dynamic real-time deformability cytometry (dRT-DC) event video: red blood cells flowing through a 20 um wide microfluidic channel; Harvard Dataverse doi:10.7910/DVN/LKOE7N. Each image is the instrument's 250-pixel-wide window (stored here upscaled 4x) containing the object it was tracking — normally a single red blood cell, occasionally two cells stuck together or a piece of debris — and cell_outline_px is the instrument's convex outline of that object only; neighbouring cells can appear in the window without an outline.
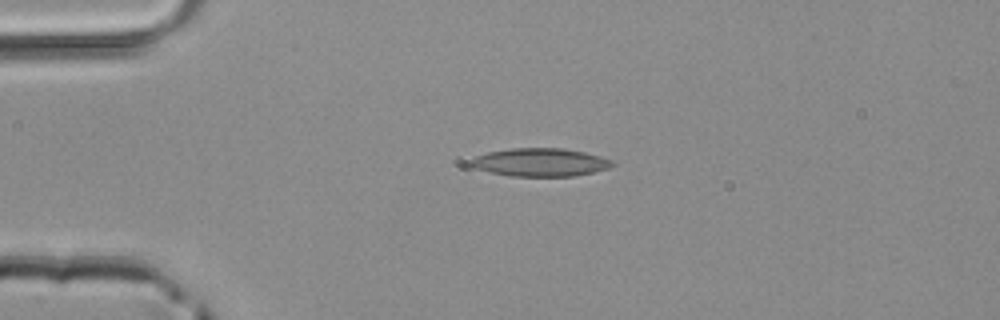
{"species": "common noctule bat (a hibernating species)", "species_latin": "Nyctalus noctula", "temperature_condition": "room temperature", "stored_images_in_passage": 3, "camera_frame_rate_fps": 3000, "um_per_image_px": 0.085, "animal": {"sex": "male", "body_mass_g": 20.4}, "frame": {"image": 1, "passage_image": 2, "time_ms": 0.333, "image_size_px": [1000, 320], "cell_outline_px": [[616, 164], [608, 168], [576, 176], [512, 176], [492, 172], [476, 168], [468, 164], [468, 160], [476, 156], [488, 152], [512, 148], [560, 148], [584, 152], [600, 156], [612, 160]], "centroid_in_image_um": [45.92, 13.79], "position_along_channel_um": 39.1, "area_um2": 23.12}}